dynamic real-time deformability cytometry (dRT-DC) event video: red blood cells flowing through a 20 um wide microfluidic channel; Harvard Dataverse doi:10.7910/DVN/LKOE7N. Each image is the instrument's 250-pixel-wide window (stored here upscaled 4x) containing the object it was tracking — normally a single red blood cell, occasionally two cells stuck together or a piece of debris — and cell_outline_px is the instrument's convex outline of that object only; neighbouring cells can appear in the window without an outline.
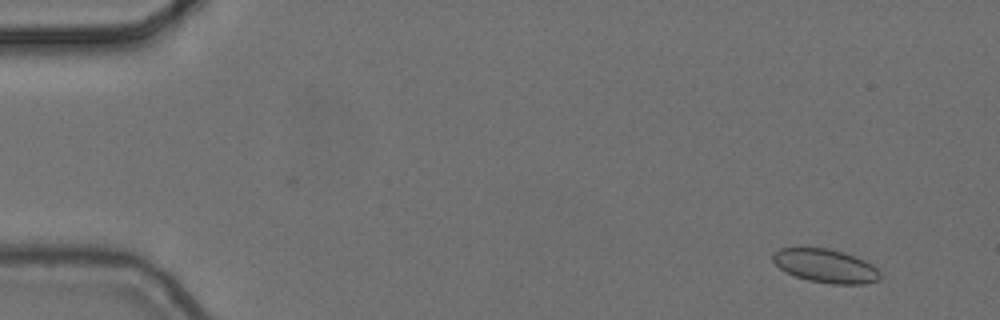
{"species": "common noctule bat (a hibernating species)", "species_latin": "Nyctalus noctula", "temperature_condition": "cold", "stored_images_in_passage": 4, "camera_frame_rate_fps": 3000, "um_per_image_px": 0.085, "animal": {"sex": "female", "body_mass_g": 24.6, "forearm_length_mm": 56.2}, "frame": {"image": 1, "passage_image": 1, "time_ms": 0.0, "image_size_px": [1000, 320], "cell_outline_px": [[880, 280], [864, 284], [832, 284], [808, 280], [796, 276], [780, 268], [772, 260], [772, 252], [780, 248], [828, 248], [844, 252], [864, 260], [872, 264], [880, 272]], "centroid_in_image_um": [70.18, 22.6], "position_along_channel_um": 14.8, "area_um2": 20.98}}
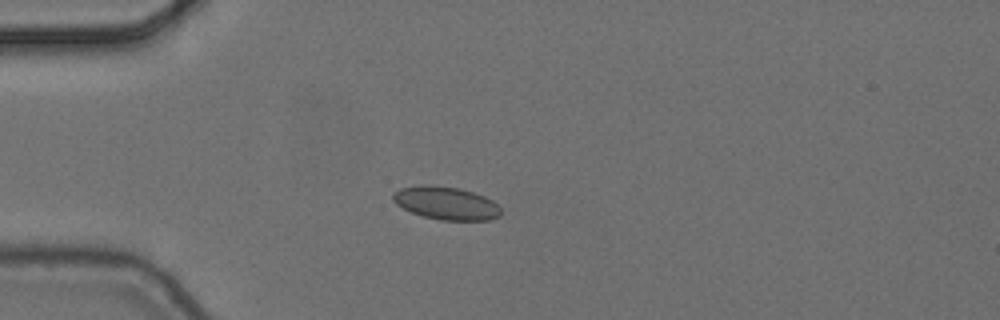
{"frame": {"image": 2, "passage_image": 4, "time_ms": 1.0, "image_size_px": [1000, 320], "cell_outline_px": [[500, 216], [488, 220], [440, 220], [424, 216], [412, 212], [396, 204], [392, 200], [392, 192], [400, 188], [420, 184], [428, 184], [456, 188], [472, 192], [484, 196], [492, 200], [500, 208]], "centroid_in_image_um": [37.88, 17.26], "position_along_channel_um": 47.1, "area_um2": 20.69}}